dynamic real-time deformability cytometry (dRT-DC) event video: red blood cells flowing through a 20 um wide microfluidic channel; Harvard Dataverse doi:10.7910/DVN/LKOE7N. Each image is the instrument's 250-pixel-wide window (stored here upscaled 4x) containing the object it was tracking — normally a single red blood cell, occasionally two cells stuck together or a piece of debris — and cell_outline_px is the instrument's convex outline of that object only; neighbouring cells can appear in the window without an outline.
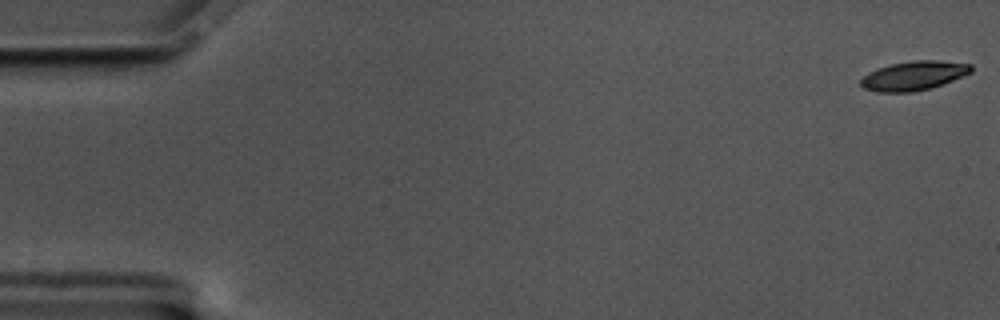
{"species": "common noctule bat (a hibernating species)", "species_latin": "Nyctalus noctula", "temperature_condition": "cold", "stored_images_in_passage": 14, "segment_of_instrument_passage": [1, 2], "camera_frame_rate_fps": 3000, "um_per_image_px": 0.085, "animal": {"sex": "male", "body_mass_g": 17.5, "forearm_length_mm": 52.3}, "frame": {"image": 1, "passage_image": 1, "time_ms": 0.0, "image_size_px": [1000, 320], "cell_outline_px": [[972, 72], [952, 80], [928, 88], [912, 92], [876, 92], [864, 88], [860, 84], [860, 80], [868, 72], [876, 68], [892, 64], [912, 60], [940, 60], [972, 64]], "centroid_in_image_um": [77.64, 6.42], "position_along_channel_um": 7.4, "area_um2": 18.67}}